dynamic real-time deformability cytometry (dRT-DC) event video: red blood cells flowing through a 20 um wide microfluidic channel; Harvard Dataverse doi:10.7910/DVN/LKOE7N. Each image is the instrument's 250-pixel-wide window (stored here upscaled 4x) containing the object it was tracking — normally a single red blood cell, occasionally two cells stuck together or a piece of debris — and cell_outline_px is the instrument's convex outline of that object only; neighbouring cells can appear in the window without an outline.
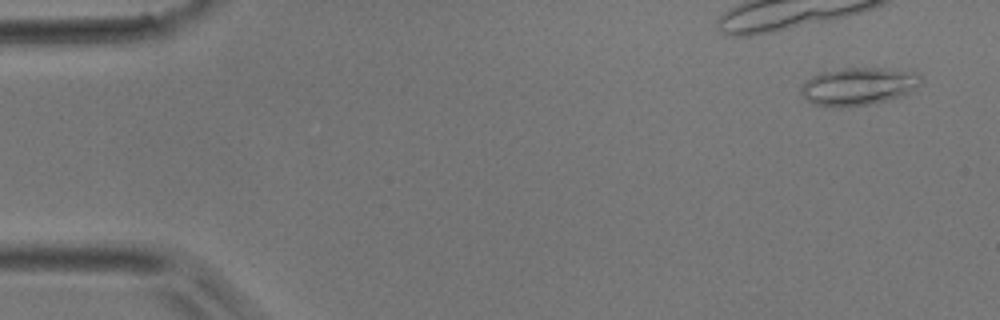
{"species": "common noctule bat (a hibernating species)", "species_latin": "Nyctalus noctula", "temperature_condition": "room temperature", "stored_images_in_passage": 17, "camera_frame_rate_fps": 3000, "um_per_image_px": 0.085, "animal": {"sex": "male", "body_mass_g": 17.9}, "frame": {"image": 1, "passage_image": 3, "time_ms": 0.667, "image_size_px": [1000, 320], "cell_outline_px": [[924, 80], [916, 88], [900, 96], [868, 104], [840, 108], [816, 104], [808, 100], [800, 92], [800, 88], [812, 76], [820, 72], [844, 68], [888, 68], [920, 72]], "centroid_in_image_um": [73.01, 7.31], "position_along_channel_um": 12.0, "area_um2": 26.36}}